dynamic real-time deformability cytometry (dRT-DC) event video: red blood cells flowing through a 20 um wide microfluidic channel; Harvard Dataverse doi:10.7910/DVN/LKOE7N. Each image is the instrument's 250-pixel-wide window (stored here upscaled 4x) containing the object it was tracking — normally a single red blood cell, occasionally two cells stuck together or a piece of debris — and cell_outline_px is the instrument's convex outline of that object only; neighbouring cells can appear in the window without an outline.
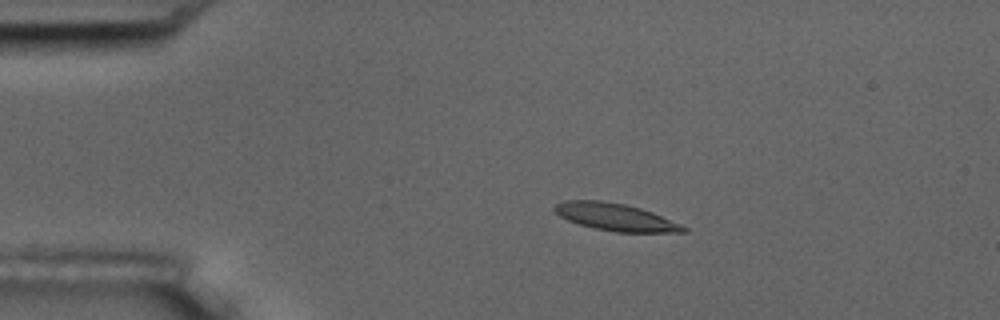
{"species": "common noctule bat (a hibernating species)", "species_latin": "Nyctalus noctula", "temperature_condition": "room temperature", "stored_images_in_passage": 5, "camera_frame_rate_fps": 3000, "um_per_image_px": 0.085, "animal": {"sex": "male", "body_mass_g": 17.5, "forearm_length_mm": 52.3}, "frame": {"image": 1, "passage_image": 4, "time_ms": 3.333, "image_size_px": [1000, 320], "cell_outline_px": [[688, 232], [616, 232], [596, 228], [580, 224], [568, 220], [560, 216], [552, 208], [556, 204], [564, 200], [600, 200], [624, 204], [640, 208], [652, 212], [680, 224], [688, 228]], "centroid_in_image_um": [52.31, 18.44], "position_along_channel_um": 32.7, "area_um2": 20.29}}